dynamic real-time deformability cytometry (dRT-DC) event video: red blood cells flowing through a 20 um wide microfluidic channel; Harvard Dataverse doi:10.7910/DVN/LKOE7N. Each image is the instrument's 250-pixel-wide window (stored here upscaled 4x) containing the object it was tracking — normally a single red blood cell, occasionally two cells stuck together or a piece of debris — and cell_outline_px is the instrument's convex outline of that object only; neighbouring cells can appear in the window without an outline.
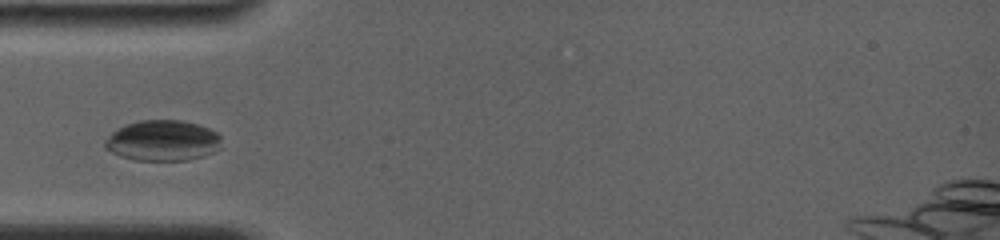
{"species": "common noctule bat (a hibernating species)", "species_latin": "Nyctalus noctula", "temperature_condition": "room temperature", "stored_images_in_passage": 5, "camera_frame_rate_fps": 4000, "um_per_image_px": 0.085, "animal": {"sex": "female", "body_mass_g": 19.0, "forearm_length_mm": 56.7}, "frame": {"image": 1, "passage_image": 3, "time_ms": 2.25, "image_size_px": [1000, 240], "cell_outline_px": [[220, 148], [204, 156], [188, 160], [136, 160], [120, 156], [104, 148], [104, 144], [112, 132], [116, 128], [124, 124], [140, 120], [184, 120], [208, 128], [216, 132], [220, 136]], "centroid_in_image_um": [13.82, 11.94], "position_along_channel_um": 71.2, "area_um2": 27.63}}
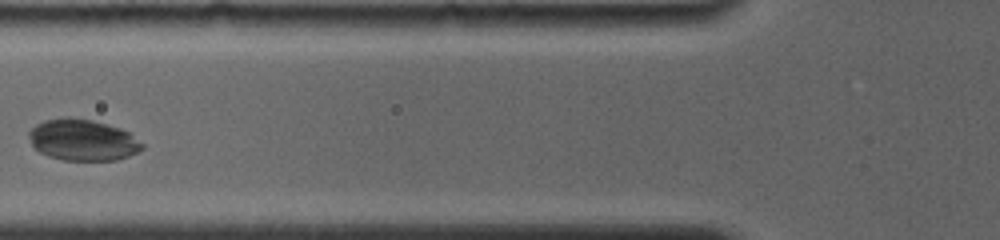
{"frame": {"image": 2, "passage_image": 4, "time_ms": 3.5, "image_size_px": [1000, 240], "cell_outline_px": [[144, 148], [128, 156], [116, 160], [64, 160], [48, 156], [40, 152], [32, 144], [28, 136], [28, 132], [36, 124], [44, 120], [64, 116], [72, 116], [92, 120], [108, 124], [120, 128], [128, 132], [144, 144]], "centroid_in_image_um": [7.02, 11.88], "position_along_channel_um": 118.8, "area_um2": 27.4}}
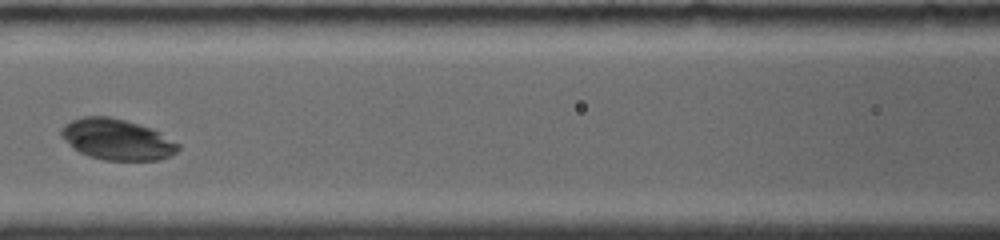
{"frame": {"image": 3, "passage_image": 5, "time_ms": 4.5, "image_size_px": [1000, 240], "cell_outline_px": [[180, 148], [176, 152], [168, 156], [156, 160], [104, 160], [88, 156], [72, 148], [60, 136], [60, 128], [64, 124], [80, 116], [108, 116], [124, 120], [152, 128], [180, 144]], "centroid_in_image_um": [9.9, 11.84], "position_along_channel_um": 156.7, "area_um2": 27.98}}